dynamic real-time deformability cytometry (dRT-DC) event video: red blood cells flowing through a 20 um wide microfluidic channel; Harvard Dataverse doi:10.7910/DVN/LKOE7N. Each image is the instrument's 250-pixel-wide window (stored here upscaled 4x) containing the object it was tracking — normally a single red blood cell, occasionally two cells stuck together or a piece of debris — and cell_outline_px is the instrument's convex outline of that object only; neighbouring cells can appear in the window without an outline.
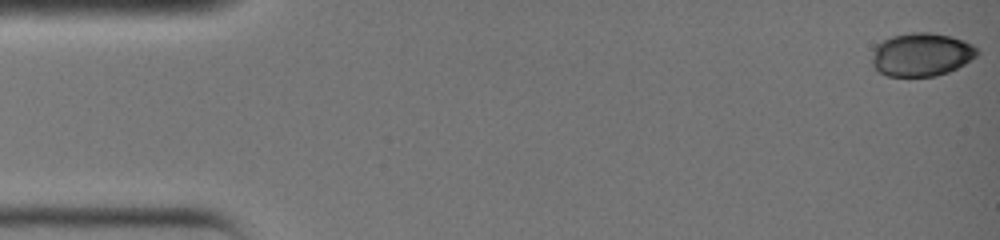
{"species": "common noctule bat (a hibernating species)", "species_latin": "Nyctalus noctula", "temperature_condition": "warm", "stored_images_in_passage": 35, "camera_frame_rate_fps": 3000, "um_per_image_px": 0.085, "animal": {"sex": "female", "body_mass_g": 19.0, "forearm_length_mm": 51.5}, "frame": {"image": 1, "passage_image": 1, "time_ms": 0.0, "image_size_px": [1000, 240], "cell_outline_px": [[980, 52], [976, 56], [964, 64], [948, 72], [936, 76], [888, 76], [880, 72], [872, 64], [872, 56], [876, 44], [892, 36], [912, 32], [928, 32], [948, 36], [964, 40], [972, 44]], "centroid_in_image_um": [78.32, 4.63], "position_along_channel_um": 6.7, "area_um2": 26.41}}
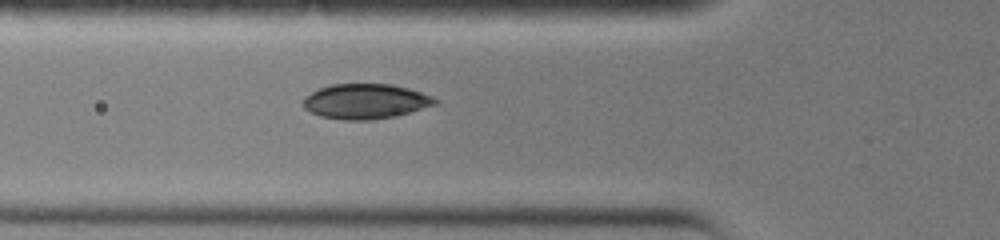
{"frame": {"image": 2, "passage_image": 14, "time_ms": 4.333, "image_size_px": [1000, 240], "cell_outline_px": [[436, 104], [396, 116], [368, 120], [344, 120], [320, 116], [304, 108], [304, 96], [320, 88], [332, 84], [392, 84], [408, 88], [432, 96], [436, 100]], "centroid_in_image_um": [31.05, 8.61], "position_along_channel_um": 94.7, "area_um2": 26.65}}
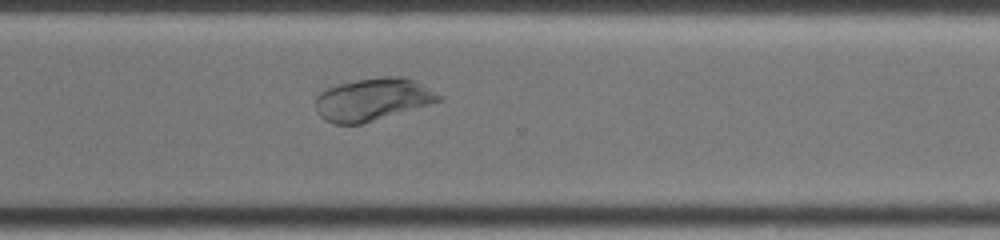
{"frame": {"image": 3, "passage_image": 28, "time_ms": 9.0, "image_size_px": [1000, 240], "cell_outline_px": [[444, 100], [360, 124], [332, 124], [324, 120], [316, 112], [316, 96], [324, 88], [336, 84], [356, 80], [380, 76], [408, 76], [416, 80], [444, 96]], "centroid_in_image_um": [31.68, 8.43], "position_along_channel_um": 338.9, "area_um2": 30.98}}